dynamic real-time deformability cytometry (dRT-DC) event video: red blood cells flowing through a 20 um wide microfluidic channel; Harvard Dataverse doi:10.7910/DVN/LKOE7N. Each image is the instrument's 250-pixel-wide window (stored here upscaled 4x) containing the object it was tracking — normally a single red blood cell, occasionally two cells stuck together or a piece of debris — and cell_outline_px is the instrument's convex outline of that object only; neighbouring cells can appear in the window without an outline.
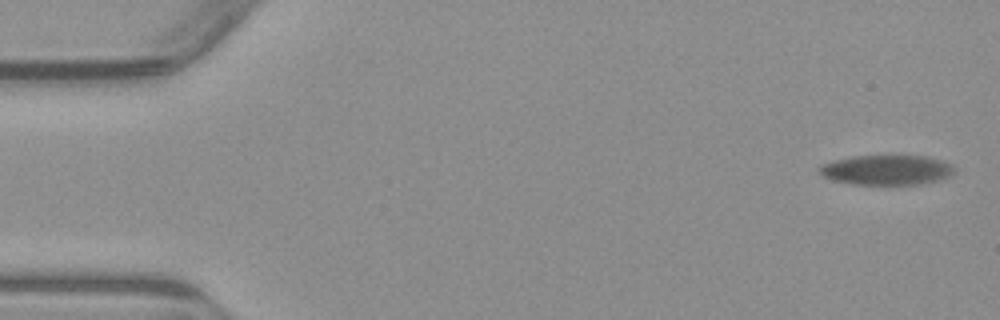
{"species": "common noctule bat (a hibernating species)", "species_latin": "Nyctalus noctula", "temperature_condition": "warm", "stored_images_in_passage": 6, "camera_frame_rate_fps": 3000, "um_per_image_px": 0.085, "animal": {"sex": "male", "body_mass_g": 23.1, "forearm_length_mm": 52.7}, "frame": {"image": 1, "passage_image": 1, "time_ms": 0.0, "image_size_px": [1000, 320], "cell_outline_px": [[952, 172], [944, 176], [932, 180], [916, 184], [856, 184], [836, 180], [824, 176], [820, 172], [820, 168], [824, 164], [840, 160], [860, 156], [920, 156], [936, 160], [948, 164], [952, 168]], "centroid_in_image_um": [75.3, 14.45], "position_along_channel_um": 9.7, "area_um2": 21.96}}